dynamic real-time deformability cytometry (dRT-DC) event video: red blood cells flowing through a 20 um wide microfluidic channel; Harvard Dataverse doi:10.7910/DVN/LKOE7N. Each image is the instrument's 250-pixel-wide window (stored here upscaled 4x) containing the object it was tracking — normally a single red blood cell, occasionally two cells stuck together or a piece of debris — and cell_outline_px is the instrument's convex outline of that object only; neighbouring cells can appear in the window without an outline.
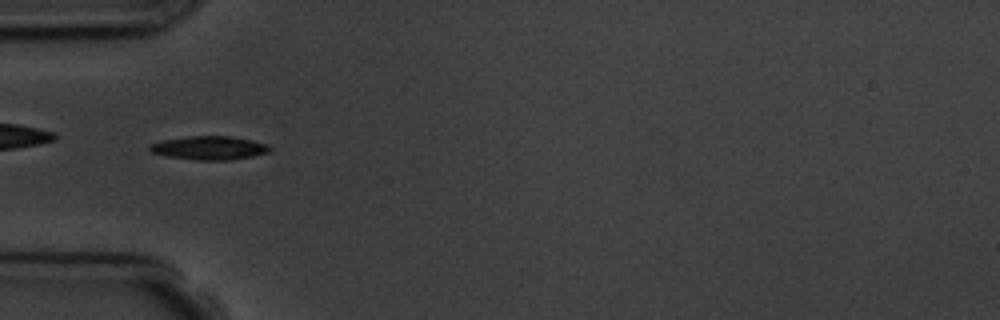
{"species": "common noctule bat (a hibernating species)", "species_latin": "Nyctalus noctula", "temperature_condition": "room temperature", "stored_images_in_passage": 10, "camera_frame_rate_fps": 3000, "um_per_image_px": 0.085, "animal": {"sex": "male", "body_mass_g": 19.5, "forearm_length_mm": 54.6}, "frame": {"image": 1, "passage_image": 5, "time_ms": 4.667, "image_size_px": [1000, 320], "cell_outline_px": [[272, 148], [268, 152], [252, 156], [232, 160], [196, 160], [168, 156], [152, 152], [148, 148], [148, 144], [160, 140], [188, 136], [232, 136], [252, 140], [268, 144]], "centroid_in_image_um": [17.78, 12.56], "position_along_channel_um": 67.2, "area_um2": 16.65}}
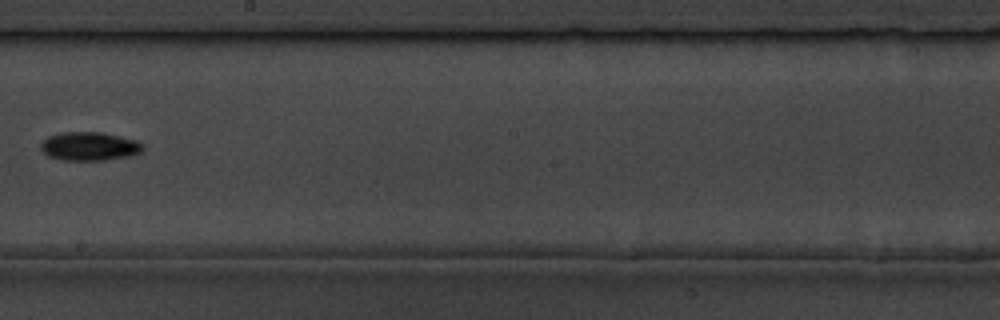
{"frame": {"image": 2, "passage_image": 9, "time_ms": 9.333, "image_size_px": [1000, 320], "cell_outline_px": [[144, 148], [140, 152], [128, 156], [104, 160], [60, 160], [48, 156], [40, 148], [40, 144], [48, 136], [60, 132], [100, 132], [136, 140], [144, 144]], "centroid_in_image_um": [7.58, 12.43], "position_along_channel_um": 240.6, "area_um2": 16.99}}